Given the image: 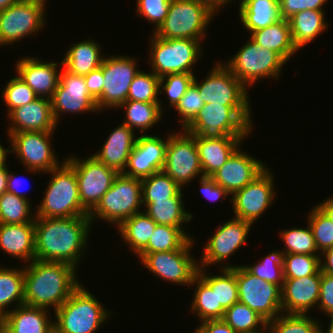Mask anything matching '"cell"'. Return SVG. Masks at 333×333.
Segmentation results:
<instances>
[{"instance_id": "obj_1", "label": "cell", "mask_w": 333, "mask_h": 333, "mask_svg": "<svg viewBox=\"0 0 333 333\" xmlns=\"http://www.w3.org/2000/svg\"><path fill=\"white\" fill-rule=\"evenodd\" d=\"M35 259L64 262L78 269L88 251V237L92 226L89 216L69 218L36 217ZM84 252V253H83Z\"/></svg>"}, {"instance_id": "obj_2", "label": "cell", "mask_w": 333, "mask_h": 333, "mask_svg": "<svg viewBox=\"0 0 333 333\" xmlns=\"http://www.w3.org/2000/svg\"><path fill=\"white\" fill-rule=\"evenodd\" d=\"M76 271L78 269L64 262L34 259L26 264L24 304L47 310L52 308L55 312L82 284Z\"/></svg>"}, {"instance_id": "obj_3", "label": "cell", "mask_w": 333, "mask_h": 333, "mask_svg": "<svg viewBox=\"0 0 333 333\" xmlns=\"http://www.w3.org/2000/svg\"><path fill=\"white\" fill-rule=\"evenodd\" d=\"M251 108V105L205 104L184 130L205 139L250 136Z\"/></svg>"}, {"instance_id": "obj_4", "label": "cell", "mask_w": 333, "mask_h": 333, "mask_svg": "<svg viewBox=\"0 0 333 333\" xmlns=\"http://www.w3.org/2000/svg\"><path fill=\"white\" fill-rule=\"evenodd\" d=\"M51 178L44 191L43 199L36 208L35 216L41 218H69L89 216L79 198L75 170L64 161L51 170Z\"/></svg>"}, {"instance_id": "obj_5", "label": "cell", "mask_w": 333, "mask_h": 333, "mask_svg": "<svg viewBox=\"0 0 333 333\" xmlns=\"http://www.w3.org/2000/svg\"><path fill=\"white\" fill-rule=\"evenodd\" d=\"M54 314V333H96L112 315L82 284Z\"/></svg>"}, {"instance_id": "obj_6", "label": "cell", "mask_w": 333, "mask_h": 333, "mask_svg": "<svg viewBox=\"0 0 333 333\" xmlns=\"http://www.w3.org/2000/svg\"><path fill=\"white\" fill-rule=\"evenodd\" d=\"M149 65L159 78L175 73H193V66L201 58L203 44L192 39H164L154 33L149 37ZM201 43V44H200Z\"/></svg>"}, {"instance_id": "obj_7", "label": "cell", "mask_w": 333, "mask_h": 333, "mask_svg": "<svg viewBox=\"0 0 333 333\" xmlns=\"http://www.w3.org/2000/svg\"><path fill=\"white\" fill-rule=\"evenodd\" d=\"M142 205L141 179L119 173L112 186L89 213L91 223L95 219L106 221L116 229L128 218L139 213Z\"/></svg>"}, {"instance_id": "obj_8", "label": "cell", "mask_w": 333, "mask_h": 333, "mask_svg": "<svg viewBox=\"0 0 333 333\" xmlns=\"http://www.w3.org/2000/svg\"><path fill=\"white\" fill-rule=\"evenodd\" d=\"M215 15L198 0H171L164 23L154 32L164 39L203 41Z\"/></svg>"}, {"instance_id": "obj_9", "label": "cell", "mask_w": 333, "mask_h": 333, "mask_svg": "<svg viewBox=\"0 0 333 333\" xmlns=\"http://www.w3.org/2000/svg\"><path fill=\"white\" fill-rule=\"evenodd\" d=\"M233 55L223 63L247 89L260 79H279L286 64L278 53L261 47L251 38Z\"/></svg>"}, {"instance_id": "obj_10", "label": "cell", "mask_w": 333, "mask_h": 333, "mask_svg": "<svg viewBox=\"0 0 333 333\" xmlns=\"http://www.w3.org/2000/svg\"><path fill=\"white\" fill-rule=\"evenodd\" d=\"M194 239L190 238L180 249L168 252L139 253L137 257L152 274L181 286H190L198 276L199 261L191 256Z\"/></svg>"}, {"instance_id": "obj_11", "label": "cell", "mask_w": 333, "mask_h": 333, "mask_svg": "<svg viewBox=\"0 0 333 333\" xmlns=\"http://www.w3.org/2000/svg\"><path fill=\"white\" fill-rule=\"evenodd\" d=\"M227 265L220 268L235 267L238 285V302L256 311L267 322L282 312L281 288L253 275L244 265Z\"/></svg>"}, {"instance_id": "obj_12", "label": "cell", "mask_w": 333, "mask_h": 333, "mask_svg": "<svg viewBox=\"0 0 333 333\" xmlns=\"http://www.w3.org/2000/svg\"><path fill=\"white\" fill-rule=\"evenodd\" d=\"M47 0H20L0 11V47L15 44L45 27Z\"/></svg>"}, {"instance_id": "obj_13", "label": "cell", "mask_w": 333, "mask_h": 333, "mask_svg": "<svg viewBox=\"0 0 333 333\" xmlns=\"http://www.w3.org/2000/svg\"><path fill=\"white\" fill-rule=\"evenodd\" d=\"M54 132H17L9 137L11 153H15L16 158L23 165L25 171L35 174L48 173L60 166L55 149L51 140Z\"/></svg>"}, {"instance_id": "obj_14", "label": "cell", "mask_w": 333, "mask_h": 333, "mask_svg": "<svg viewBox=\"0 0 333 333\" xmlns=\"http://www.w3.org/2000/svg\"><path fill=\"white\" fill-rule=\"evenodd\" d=\"M137 66L134 56L119 54L104 56L100 66L103 71L104 86L101 96L96 100L99 113L108 108L118 109L127 101L132 80L140 72Z\"/></svg>"}, {"instance_id": "obj_15", "label": "cell", "mask_w": 333, "mask_h": 333, "mask_svg": "<svg viewBox=\"0 0 333 333\" xmlns=\"http://www.w3.org/2000/svg\"><path fill=\"white\" fill-rule=\"evenodd\" d=\"M178 132H171L168 135L166 157L162 169L181 188L198 175L203 177L202 166L195 144L194 134L186 132L180 128Z\"/></svg>"}, {"instance_id": "obj_16", "label": "cell", "mask_w": 333, "mask_h": 333, "mask_svg": "<svg viewBox=\"0 0 333 333\" xmlns=\"http://www.w3.org/2000/svg\"><path fill=\"white\" fill-rule=\"evenodd\" d=\"M65 161L75 170L81 204L90 213L119 173L92 155L85 159L69 155Z\"/></svg>"}, {"instance_id": "obj_17", "label": "cell", "mask_w": 333, "mask_h": 333, "mask_svg": "<svg viewBox=\"0 0 333 333\" xmlns=\"http://www.w3.org/2000/svg\"><path fill=\"white\" fill-rule=\"evenodd\" d=\"M211 71V72H210ZM208 75L199 83L194 75L193 83L205 104L250 105L248 90L221 62H216Z\"/></svg>"}, {"instance_id": "obj_18", "label": "cell", "mask_w": 333, "mask_h": 333, "mask_svg": "<svg viewBox=\"0 0 333 333\" xmlns=\"http://www.w3.org/2000/svg\"><path fill=\"white\" fill-rule=\"evenodd\" d=\"M269 169L267 167L252 182L232 195L233 217L253 225L273 205L277 192L274 189L275 177Z\"/></svg>"}, {"instance_id": "obj_19", "label": "cell", "mask_w": 333, "mask_h": 333, "mask_svg": "<svg viewBox=\"0 0 333 333\" xmlns=\"http://www.w3.org/2000/svg\"><path fill=\"white\" fill-rule=\"evenodd\" d=\"M251 226L250 222L235 217L219 225L203 247L200 268H209L224 261L226 263L233 253L245 245Z\"/></svg>"}, {"instance_id": "obj_20", "label": "cell", "mask_w": 333, "mask_h": 333, "mask_svg": "<svg viewBox=\"0 0 333 333\" xmlns=\"http://www.w3.org/2000/svg\"><path fill=\"white\" fill-rule=\"evenodd\" d=\"M51 103L52 113L57 124L63 113H99L96 100L89 94L84 76L71 74L63 67Z\"/></svg>"}, {"instance_id": "obj_21", "label": "cell", "mask_w": 333, "mask_h": 333, "mask_svg": "<svg viewBox=\"0 0 333 333\" xmlns=\"http://www.w3.org/2000/svg\"><path fill=\"white\" fill-rule=\"evenodd\" d=\"M166 138L164 140L153 134H139L122 174L142 179L162 171L168 142V137Z\"/></svg>"}, {"instance_id": "obj_22", "label": "cell", "mask_w": 333, "mask_h": 333, "mask_svg": "<svg viewBox=\"0 0 333 333\" xmlns=\"http://www.w3.org/2000/svg\"><path fill=\"white\" fill-rule=\"evenodd\" d=\"M266 168L267 166L261 160L243 152L240 146L210 177L232 196L252 182Z\"/></svg>"}, {"instance_id": "obj_23", "label": "cell", "mask_w": 333, "mask_h": 333, "mask_svg": "<svg viewBox=\"0 0 333 333\" xmlns=\"http://www.w3.org/2000/svg\"><path fill=\"white\" fill-rule=\"evenodd\" d=\"M15 64L17 75L37 97L52 99L63 67L62 60L59 63L44 62L42 58L33 56L19 58Z\"/></svg>"}, {"instance_id": "obj_24", "label": "cell", "mask_w": 333, "mask_h": 333, "mask_svg": "<svg viewBox=\"0 0 333 333\" xmlns=\"http://www.w3.org/2000/svg\"><path fill=\"white\" fill-rule=\"evenodd\" d=\"M321 270L306 277L284 279L281 287L282 312L285 314L308 315L309 310L317 308Z\"/></svg>"}, {"instance_id": "obj_25", "label": "cell", "mask_w": 333, "mask_h": 333, "mask_svg": "<svg viewBox=\"0 0 333 333\" xmlns=\"http://www.w3.org/2000/svg\"><path fill=\"white\" fill-rule=\"evenodd\" d=\"M8 137L17 132H54L57 128L50 99L37 97L31 103L13 109L8 115Z\"/></svg>"}, {"instance_id": "obj_26", "label": "cell", "mask_w": 333, "mask_h": 333, "mask_svg": "<svg viewBox=\"0 0 333 333\" xmlns=\"http://www.w3.org/2000/svg\"><path fill=\"white\" fill-rule=\"evenodd\" d=\"M135 133L127 125L121 123L113 128L100 151H96L92 156L107 167L123 173L137 139Z\"/></svg>"}, {"instance_id": "obj_27", "label": "cell", "mask_w": 333, "mask_h": 333, "mask_svg": "<svg viewBox=\"0 0 333 333\" xmlns=\"http://www.w3.org/2000/svg\"><path fill=\"white\" fill-rule=\"evenodd\" d=\"M203 176H211L220 169L232 154L242 145L246 136H225L205 139L194 135Z\"/></svg>"}, {"instance_id": "obj_28", "label": "cell", "mask_w": 333, "mask_h": 333, "mask_svg": "<svg viewBox=\"0 0 333 333\" xmlns=\"http://www.w3.org/2000/svg\"><path fill=\"white\" fill-rule=\"evenodd\" d=\"M190 286L195 287L190 311L196 314L199 322L222 319L226 309L217 306L216 275L207 273V268H200Z\"/></svg>"}, {"instance_id": "obj_29", "label": "cell", "mask_w": 333, "mask_h": 333, "mask_svg": "<svg viewBox=\"0 0 333 333\" xmlns=\"http://www.w3.org/2000/svg\"><path fill=\"white\" fill-rule=\"evenodd\" d=\"M0 249L26 264L35 259L34 223H0Z\"/></svg>"}, {"instance_id": "obj_30", "label": "cell", "mask_w": 333, "mask_h": 333, "mask_svg": "<svg viewBox=\"0 0 333 333\" xmlns=\"http://www.w3.org/2000/svg\"><path fill=\"white\" fill-rule=\"evenodd\" d=\"M49 312L25 304L13 308L6 314L5 333H54V320Z\"/></svg>"}, {"instance_id": "obj_31", "label": "cell", "mask_w": 333, "mask_h": 333, "mask_svg": "<svg viewBox=\"0 0 333 333\" xmlns=\"http://www.w3.org/2000/svg\"><path fill=\"white\" fill-rule=\"evenodd\" d=\"M101 52L100 44L94 39L73 43L62 59L63 68L71 74L85 76L101 66L104 58Z\"/></svg>"}, {"instance_id": "obj_32", "label": "cell", "mask_w": 333, "mask_h": 333, "mask_svg": "<svg viewBox=\"0 0 333 333\" xmlns=\"http://www.w3.org/2000/svg\"><path fill=\"white\" fill-rule=\"evenodd\" d=\"M250 38L265 49L278 53L286 62L298 52L293 43L288 19H280L270 26L253 31Z\"/></svg>"}, {"instance_id": "obj_33", "label": "cell", "mask_w": 333, "mask_h": 333, "mask_svg": "<svg viewBox=\"0 0 333 333\" xmlns=\"http://www.w3.org/2000/svg\"><path fill=\"white\" fill-rule=\"evenodd\" d=\"M183 188L174 196L168 199L151 202L144 212L158 225L179 227L189 238L190 234L182 227L193 219V214L185 210Z\"/></svg>"}, {"instance_id": "obj_34", "label": "cell", "mask_w": 333, "mask_h": 333, "mask_svg": "<svg viewBox=\"0 0 333 333\" xmlns=\"http://www.w3.org/2000/svg\"><path fill=\"white\" fill-rule=\"evenodd\" d=\"M238 12L240 21L250 34L282 19L279 0H240Z\"/></svg>"}, {"instance_id": "obj_35", "label": "cell", "mask_w": 333, "mask_h": 333, "mask_svg": "<svg viewBox=\"0 0 333 333\" xmlns=\"http://www.w3.org/2000/svg\"><path fill=\"white\" fill-rule=\"evenodd\" d=\"M324 10H304L288 18L292 40L299 50L329 28Z\"/></svg>"}, {"instance_id": "obj_36", "label": "cell", "mask_w": 333, "mask_h": 333, "mask_svg": "<svg viewBox=\"0 0 333 333\" xmlns=\"http://www.w3.org/2000/svg\"><path fill=\"white\" fill-rule=\"evenodd\" d=\"M156 225L144 211H141L126 219L117 231L132 253L138 255L147 246Z\"/></svg>"}, {"instance_id": "obj_37", "label": "cell", "mask_w": 333, "mask_h": 333, "mask_svg": "<svg viewBox=\"0 0 333 333\" xmlns=\"http://www.w3.org/2000/svg\"><path fill=\"white\" fill-rule=\"evenodd\" d=\"M118 108L125 110L126 113L122 123L134 132L139 129L140 135H145L149 128L151 129L161 122L163 112H165L161 111L159 103L139 101H126Z\"/></svg>"}, {"instance_id": "obj_38", "label": "cell", "mask_w": 333, "mask_h": 333, "mask_svg": "<svg viewBox=\"0 0 333 333\" xmlns=\"http://www.w3.org/2000/svg\"><path fill=\"white\" fill-rule=\"evenodd\" d=\"M13 303L15 306L9 310ZM21 305H24V268L0 265V310L8 314Z\"/></svg>"}, {"instance_id": "obj_39", "label": "cell", "mask_w": 333, "mask_h": 333, "mask_svg": "<svg viewBox=\"0 0 333 333\" xmlns=\"http://www.w3.org/2000/svg\"><path fill=\"white\" fill-rule=\"evenodd\" d=\"M222 320L237 333H267V321L256 311L240 302L227 308Z\"/></svg>"}, {"instance_id": "obj_40", "label": "cell", "mask_w": 333, "mask_h": 333, "mask_svg": "<svg viewBox=\"0 0 333 333\" xmlns=\"http://www.w3.org/2000/svg\"><path fill=\"white\" fill-rule=\"evenodd\" d=\"M308 315L281 313L267 322L268 333H324L321 321Z\"/></svg>"}, {"instance_id": "obj_41", "label": "cell", "mask_w": 333, "mask_h": 333, "mask_svg": "<svg viewBox=\"0 0 333 333\" xmlns=\"http://www.w3.org/2000/svg\"><path fill=\"white\" fill-rule=\"evenodd\" d=\"M182 188L165 172L141 179L142 205L146 208L156 200L174 197Z\"/></svg>"}, {"instance_id": "obj_42", "label": "cell", "mask_w": 333, "mask_h": 333, "mask_svg": "<svg viewBox=\"0 0 333 333\" xmlns=\"http://www.w3.org/2000/svg\"><path fill=\"white\" fill-rule=\"evenodd\" d=\"M30 203L29 199L16 196L8 191L4 192L0 196V223H34L35 210H31L32 205Z\"/></svg>"}, {"instance_id": "obj_43", "label": "cell", "mask_w": 333, "mask_h": 333, "mask_svg": "<svg viewBox=\"0 0 333 333\" xmlns=\"http://www.w3.org/2000/svg\"><path fill=\"white\" fill-rule=\"evenodd\" d=\"M189 239L179 227L157 224L147 246L140 253L177 250Z\"/></svg>"}, {"instance_id": "obj_44", "label": "cell", "mask_w": 333, "mask_h": 333, "mask_svg": "<svg viewBox=\"0 0 333 333\" xmlns=\"http://www.w3.org/2000/svg\"><path fill=\"white\" fill-rule=\"evenodd\" d=\"M305 227H293L286 230H281L279 233L283 241L285 254H307V255H321L318 251L312 230L307 223Z\"/></svg>"}, {"instance_id": "obj_45", "label": "cell", "mask_w": 333, "mask_h": 333, "mask_svg": "<svg viewBox=\"0 0 333 333\" xmlns=\"http://www.w3.org/2000/svg\"><path fill=\"white\" fill-rule=\"evenodd\" d=\"M159 81L160 78L152 71L148 73V71L140 70L132 80L127 101L159 103V107L162 111L164 107L161 105L162 102L159 99Z\"/></svg>"}, {"instance_id": "obj_46", "label": "cell", "mask_w": 333, "mask_h": 333, "mask_svg": "<svg viewBox=\"0 0 333 333\" xmlns=\"http://www.w3.org/2000/svg\"><path fill=\"white\" fill-rule=\"evenodd\" d=\"M281 250L271 251L268 255L256 264L244 265L253 275L264 280L267 283H273L280 288L284 282L283 258L284 253Z\"/></svg>"}, {"instance_id": "obj_47", "label": "cell", "mask_w": 333, "mask_h": 333, "mask_svg": "<svg viewBox=\"0 0 333 333\" xmlns=\"http://www.w3.org/2000/svg\"><path fill=\"white\" fill-rule=\"evenodd\" d=\"M320 255L285 254L283 258L284 279L314 275L321 270Z\"/></svg>"}, {"instance_id": "obj_48", "label": "cell", "mask_w": 333, "mask_h": 333, "mask_svg": "<svg viewBox=\"0 0 333 333\" xmlns=\"http://www.w3.org/2000/svg\"><path fill=\"white\" fill-rule=\"evenodd\" d=\"M309 211L307 222L312 230L317 249L322 253L333 247V222L316 206Z\"/></svg>"}, {"instance_id": "obj_49", "label": "cell", "mask_w": 333, "mask_h": 333, "mask_svg": "<svg viewBox=\"0 0 333 333\" xmlns=\"http://www.w3.org/2000/svg\"><path fill=\"white\" fill-rule=\"evenodd\" d=\"M195 74L175 73L168 74L160 78L159 93L167 95L170 108H175L180 99L194 81ZM165 92V93H164Z\"/></svg>"}, {"instance_id": "obj_50", "label": "cell", "mask_w": 333, "mask_h": 333, "mask_svg": "<svg viewBox=\"0 0 333 333\" xmlns=\"http://www.w3.org/2000/svg\"><path fill=\"white\" fill-rule=\"evenodd\" d=\"M4 103L7 106V115L15 108L31 103L37 98L34 91L19 78L12 77L2 91Z\"/></svg>"}, {"instance_id": "obj_51", "label": "cell", "mask_w": 333, "mask_h": 333, "mask_svg": "<svg viewBox=\"0 0 333 333\" xmlns=\"http://www.w3.org/2000/svg\"><path fill=\"white\" fill-rule=\"evenodd\" d=\"M216 297L217 306H223L225 309L238 302L235 267L220 268V273L216 274Z\"/></svg>"}, {"instance_id": "obj_52", "label": "cell", "mask_w": 333, "mask_h": 333, "mask_svg": "<svg viewBox=\"0 0 333 333\" xmlns=\"http://www.w3.org/2000/svg\"><path fill=\"white\" fill-rule=\"evenodd\" d=\"M203 102L197 86L192 83L185 95L180 99L179 103L174 109L180 116L179 124L184 129L204 107Z\"/></svg>"}, {"instance_id": "obj_53", "label": "cell", "mask_w": 333, "mask_h": 333, "mask_svg": "<svg viewBox=\"0 0 333 333\" xmlns=\"http://www.w3.org/2000/svg\"><path fill=\"white\" fill-rule=\"evenodd\" d=\"M136 14L147 19L148 23H153L156 32L164 23L168 13L171 0H136Z\"/></svg>"}, {"instance_id": "obj_54", "label": "cell", "mask_w": 333, "mask_h": 333, "mask_svg": "<svg viewBox=\"0 0 333 333\" xmlns=\"http://www.w3.org/2000/svg\"><path fill=\"white\" fill-rule=\"evenodd\" d=\"M328 0H279L280 16L290 18L293 14L304 10H323Z\"/></svg>"}, {"instance_id": "obj_55", "label": "cell", "mask_w": 333, "mask_h": 333, "mask_svg": "<svg viewBox=\"0 0 333 333\" xmlns=\"http://www.w3.org/2000/svg\"><path fill=\"white\" fill-rule=\"evenodd\" d=\"M317 309L329 318L333 316V275L322 273Z\"/></svg>"}, {"instance_id": "obj_56", "label": "cell", "mask_w": 333, "mask_h": 333, "mask_svg": "<svg viewBox=\"0 0 333 333\" xmlns=\"http://www.w3.org/2000/svg\"><path fill=\"white\" fill-rule=\"evenodd\" d=\"M200 191L204 197L211 201L225 200L231 196L221 185L217 184L210 176L199 178Z\"/></svg>"}, {"instance_id": "obj_57", "label": "cell", "mask_w": 333, "mask_h": 333, "mask_svg": "<svg viewBox=\"0 0 333 333\" xmlns=\"http://www.w3.org/2000/svg\"><path fill=\"white\" fill-rule=\"evenodd\" d=\"M89 94L97 100L103 91L104 77L102 68L99 67L84 76Z\"/></svg>"}, {"instance_id": "obj_58", "label": "cell", "mask_w": 333, "mask_h": 333, "mask_svg": "<svg viewBox=\"0 0 333 333\" xmlns=\"http://www.w3.org/2000/svg\"><path fill=\"white\" fill-rule=\"evenodd\" d=\"M200 333H237L222 319L201 322L196 328Z\"/></svg>"}, {"instance_id": "obj_59", "label": "cell", "mask_w": 333, "mask_h": 333, "mask_svg": "<svg viewBox=\"0 0 333 333\" xmlns=\"http://www.w3.org/2000/svg\"><path fill=\"white\" fill-rule=\"evenodd\" d=\"M23 181L25 180H21L20 177L16 176V174L14 175V172H12L9 168V174L7 178V191L15 194L16 196L31 200L30 198H27L28 196L25 194V192H22V190L20 189Z\"/></svg>"}, {"instance_id": "obj_60", "label": "cell", "mask_w": 333, "mask_h": 333, "mask_svg": "<svg viewBox=\"0 0 333 333\" xmlns=\"http://www.w3.org/2000/svg\"><path fill=\"white\" fill-rule=\"evenodd\" d=\"M320 257L321 272L333 275V247L323 251Z\"/></svg>"}, {"instance_id": "obj_61", "label": "cell", "mask_w": 333, "mask_h": 333, "mask_svg": "<svg viewBox=\"0 0 333 333\" xmlns=\"http://www.w3.org/2000/svg\"><path fill=\"white\" fill-rule=\"evenodd\" d=\"M203 5H205L212 13L213 15H216L221 8H223L226 4L228 5L231 2H234L236 0H198Z\"/></svg>"}, {"instance_id": "obj_62", "label": "cell", "mask_w": 333, "mask_h": 333, "mask_svg": "<svg viewBox=\"0 0 333 333\" xmlns=\"http://www.w3.org/2000/svg\"><path fill=\"white\" fill-rule=\"evenodd\" d=\"M315 206L333 222V197L326 198V200Z\"/></svg>"}, {"instance_id": "obj_63", "label": "cell", "mask_w": 333, "mask_h": 333, "mask_svg": "<svg viewBox=\"0 0 333 333\" xmlns=\"http://www.w3.org/2000/svg\"><path fill=\"white\" fill-rule=\"evenodd\" d=\"M8 166L0 168V196L7 191Z\"/></svg>"}, {"instance_id": "obj_64", "label": "cell", "mask_w": 333, "mask_h": 333, "mask_svg": "<svg viewBox=\"0 0 333 333\" xmlns=\"http://www.w3.org/2000/svg\"><path fill=\"white\" fill-rule=\"evenodd\" d=\"M1 143V142H0ZM11 146L9 147H5L2 145V143L0 144V168H3L5 166H7L6 163V159H7V153L11 152Z\"/></svg>"}, {"instance_id": "obj_65", "label": "cell", "mask_w": 333, "mask_h": 333, "mask_svg": "<svg viewBox=\"0 0 333 333\" xmlns=\"http://www.w3.org/2000/svg\"><path fill=\"white\" fill-rule=\"evenodd\" d=\"M19 1L20 0H0V11H4L6 8Z\"/></svg>"}, {"instance_id": "obj_66", "label": "cell", "mask_w": 333, "mask_h": 333, "mask_svg": "<svg viewBox=\"0 0 333 333\" xmlns=\"http://www.w3.org/2000/svg\"><path fill=\"white\" fill-rule=\"evenodd\" d=\"M6 314L0 310V333H5Z\"/></svg>"}, {"instance_id": "obj_67", "label": "cell", "mask_w": 333, "mask_h": 333, "mask_svg": "<svg viewBox=\"0 0 333 333\" xmlns=\"http://www.w3.org/2000/svg\"><path fill=\"white\" fill-rule=\"evenodd\" d=\"M327 329H324V333H333V316L330 318V323L328 324Z\"/></svg>"}, {"instance_id": "obj_68", "label": "cell", "mask_w": 333, "mask_h": 333, "mask_svg": "<svg viewBox=\"0 0 333 333\" xmlns=\"http://www.w3.org/2000/svg\"><path fill=\"white\" fill-rule=\"evenodd\" d=\"M194 330L195 331L193 333H200L196 328Z\"/></svg>"}]
</instances>
